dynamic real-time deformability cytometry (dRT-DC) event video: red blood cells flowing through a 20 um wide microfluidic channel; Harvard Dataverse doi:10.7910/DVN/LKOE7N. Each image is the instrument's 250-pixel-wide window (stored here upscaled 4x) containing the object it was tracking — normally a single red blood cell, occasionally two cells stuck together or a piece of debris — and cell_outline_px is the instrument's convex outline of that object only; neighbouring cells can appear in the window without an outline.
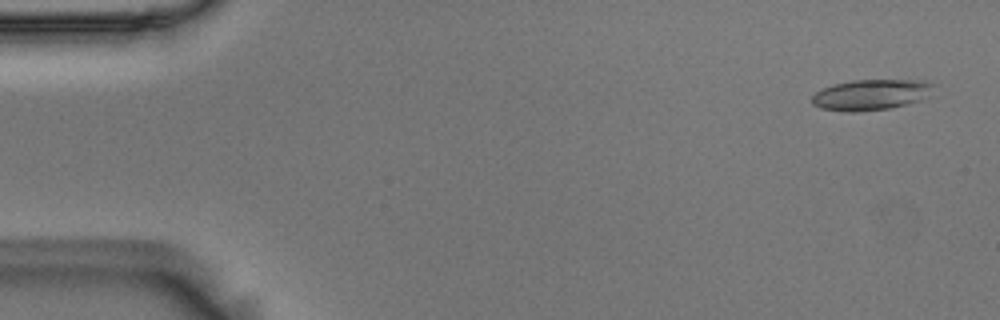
{"species": "Egyptian fruit bat (a non-hibernating species)", "species_latin": "Rousettus aegyptiacus", "temperature_condition": "room temperature", "stored_images_in_passage": 55, "camera_frame_rate_fps": 3000, "um_per_image_px": 0.085, "animal": {"sex": "male"}, "frame": {"image": 1, "passage_image": 3, "time_ms": 0.667, "image_size_px": [1000, 320], "cell_outline_px": [[932, 84], [916, 100], [904, 104], [888, 108], [856, 112], [848, 112], [820, 108], [812, 104], [812, 96], [816, 92], [832, 84], [852, 80], [912, 80]], "centroid_in_image_um": [73.81, 8.06], "position_along_channel_um": 11.2, "area_um2": 20.75}}
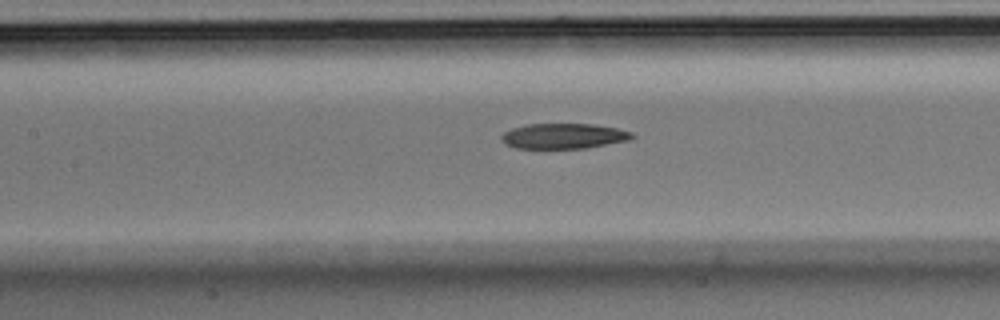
{"frame": {"image": 2, "passage_image": 25, "time_ms": 8.0, "image_size_px": [1000, 320], "cell_outline_px": [[636, 136], [628, 140], [584, 148], [516, 148], [504, 144], [500, 140], [500, 136], [504, 132], [512, 128], [528, 124], [592, 124], [616, 128], [632, 132]], "centroid_in_image_um": [47.87, 11.56], "position_along_channel_um": 159.5, "area_um2": 19.19}}
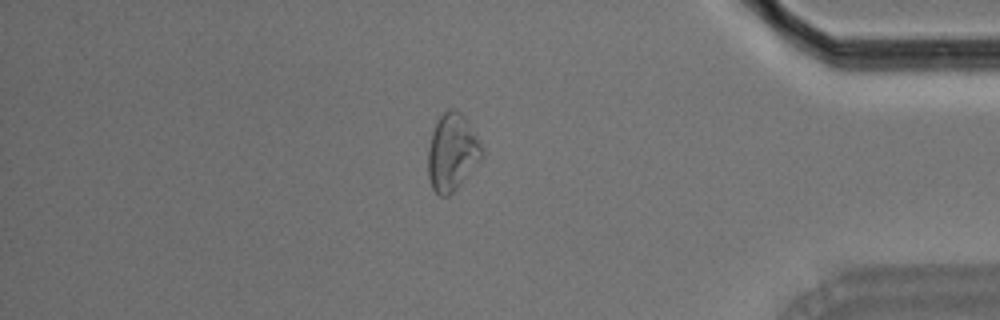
{"frame": {"image": 3, "passage_image": 47, "time_ms": 15.333, "image_size_px": [1000, 320], "cell_outline_px": [[484, 156], [460, 184], [448, 196], [440, 196], [432, 188], [428, 176], [428, 148], [432, 132], [440, 116], [444, 112], [452, 108], [460, 112], [464, 116], [484, 148]], "centroid_in_image_um": [38.44, 12.95], "position_along_channel_um": 396.8, "area_um2": 24.04}, "authors_computed_cell_mechanics": {"area_um2": 20.9814, "velocity_mm_per_s": 3.6747, "shape_relaxation_time_tau1_ms": null, "shape_relaxation_time_tau2_ms": 9.7419, "deformation_change_tau1": null, "deformation_change_tau2": 0.2128}}